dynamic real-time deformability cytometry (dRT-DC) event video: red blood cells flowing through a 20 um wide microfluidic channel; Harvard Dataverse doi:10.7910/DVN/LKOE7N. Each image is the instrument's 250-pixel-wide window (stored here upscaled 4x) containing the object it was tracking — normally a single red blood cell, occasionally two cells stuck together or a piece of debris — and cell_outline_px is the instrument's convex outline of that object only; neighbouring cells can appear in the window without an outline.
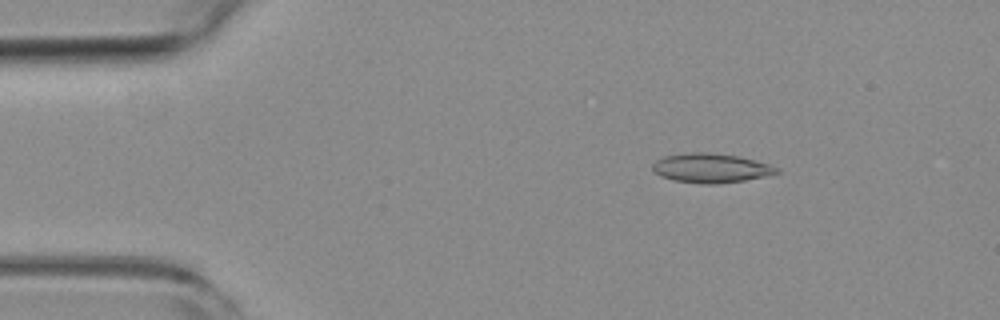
{"species": "common noctule bat (a hibernating species)", "species_latin": "Nyctalus noctula", "temperature_condition": "room temperature", "stored_images_in_passage": 51, "camera_frame_rate_fps": 3000, "um_per_image_px": 0.085, "animal": {"sex": "female", "body_mass_g": 19.3, "forearm_length_mm": 54.1}, "frame": {"image": 1, "passage_image": 6, "time_ms": 1.667, "image_size_px": [1000, 320], "cell_outline_px": [[780, 172], [764, 176], [744, 180], [716, 184], [704, 184], [672, 180], [656, 172], [652, 168], [652, 164], [656, 160], [664, 156], [684, 152], [708, 152], [736, 156], [768, 164], [780, 168]], "centroid_in_image_um": [60.4, 14.28], "position_along_channel_um": 24.6, "area_um2": 20.98}}
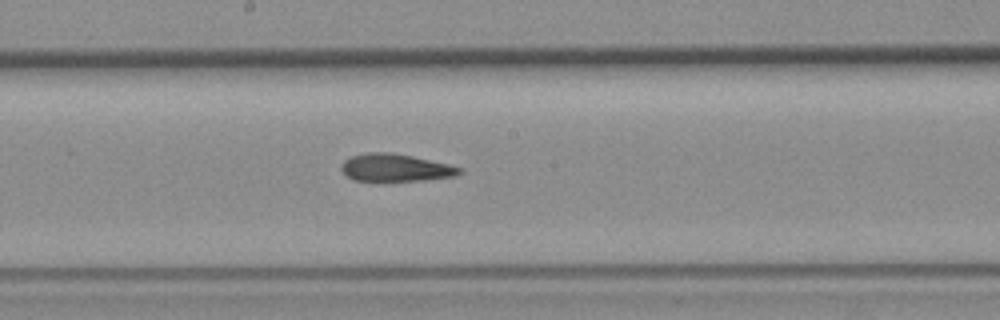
{"frame": {"image": 2, "passage_image": 26, "time_ms": 8.333, "image_size_px": [1000, 320], "cell_outline_px": [[464, 172], [456, 176], [424, 180], [380, 184], [352, 180], [340, 168], [340, 164], [344, 160], [352, 156], [364, 152], [392, 152], [412, 156], [448, 164], [464, 168]], "centroid_in_image_um": [33.59, 14.3], "position_along_channel_um": 214.6, "area_um2": 20.0}}
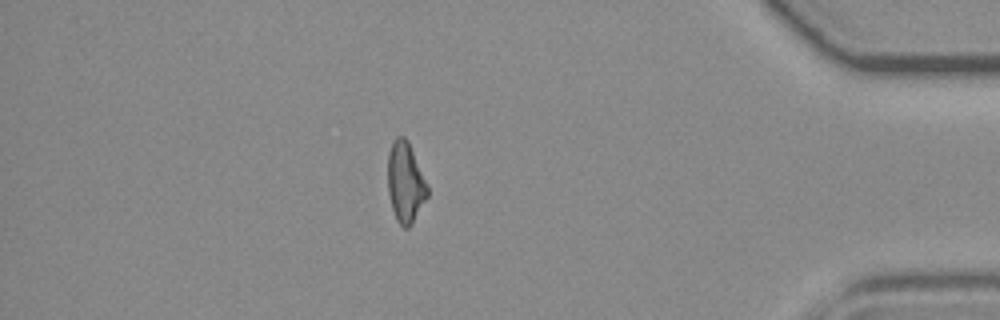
{"frame": {"image": 3, "passage_image": 44, "time_ms": 14.333, "image_size_px": [1000, 320], "cell_outline_px": [[428, 196], [412, 224], [408, 228], [404, 228], [396, 220], [392, 208], [388, 192], [388, 152], [392, 140], [396, 136], [404, 136], [408, 140], [428, 184]], "centroid_in_image_um": [34.46, 15.48], "position_along_channel_um": 400.7, "area_um2": 18.84}, "authors_computed_cell_mechanics": {"area_um2": 19.8254, "velocity_mm_per_s": 3.8377, "shape_relaxation_time_tau1_ms": null, "shape_relaxation_time_tau2_ms": 4.6381, "deformation_change_tau1": null, "deformation_change_tau2": 0.142}}